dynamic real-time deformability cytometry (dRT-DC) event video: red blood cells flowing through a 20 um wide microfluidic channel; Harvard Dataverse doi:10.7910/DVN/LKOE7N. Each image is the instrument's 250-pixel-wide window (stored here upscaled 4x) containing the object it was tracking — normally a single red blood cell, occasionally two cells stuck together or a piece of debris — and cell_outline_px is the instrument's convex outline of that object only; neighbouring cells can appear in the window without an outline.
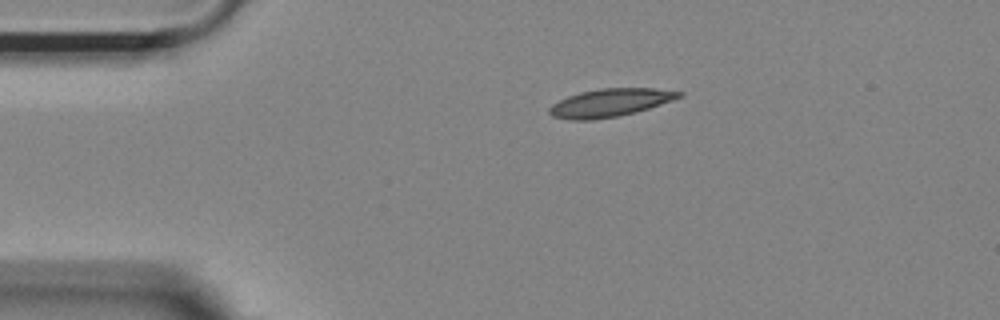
{"species": "Egyptian fruit bat (a non-hibernating species)", "species_latin": "Rousettus aegyptiacus", "temperature_condition": "room temperature", "stored_images_in_passage": 14, "camera_frame_rate_fps": 3000, "um_per_image_px": 0.085, "animal": {"sex": "female"}, "frame": {"image": 1, "passage_image": 1, "time_ms": 0.0, "image_size_px": [1000, 320], "cell_outline_px": [[684, 96], [636, 112], [616, 116], [592, 120], [572, 120], [552, 116], [548, 112], [548, 108], [552, 104], [568, 96], [580, 92], [600, 88], [652, 88], [684, 92]], "centroid_in_image_um": [51.84, 8.72], "position_along_channel_um": 33.2, "area_um2": 21.04}}
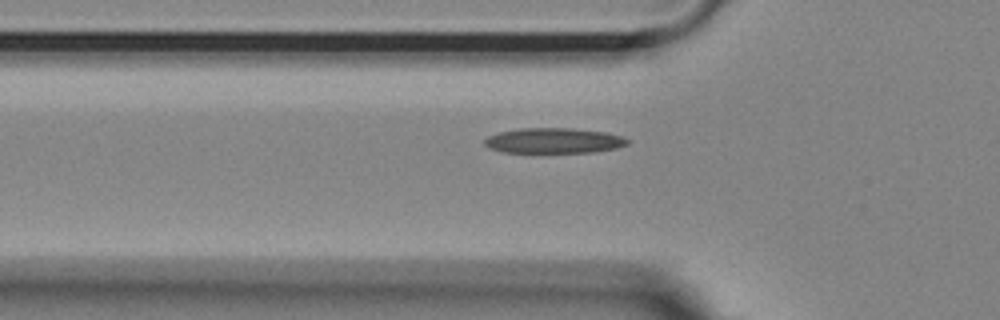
{"frame": {"image": 2, "passage_image": 8, "time_ms": 2.333, "image_size_px": [1000, 320], "cell_outline_px": [[632, 140], [628, 144], [616, 148], [596, 152], [504, 152], [488, 148], [484, 144], [484, 140], [488, 136], [500, 132], [520, 128], [572, 128], [608, 132], [624, 136]], "centroid_in_image_um": [47.14, 11.95], "position_along_channel_um": 78.7, "area_um2": 21.27}}
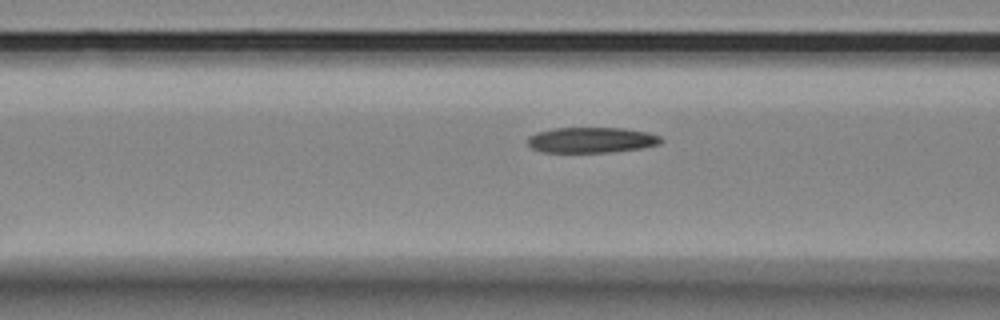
{"frame": {"image": 3, "passage_image": 11, "time_ms": 3.333, "image_size_px": [1000, 320], "cell_outline_px": [[664, 140], [660, 144], [640, 148], [612, 152], [540, 152], [532, 148], [528, 144], [528, 136], [536, 132], [552, 128], [624, 128], [648, 132], [660, 136]], "centroid_in_image_um": [50.27, 11.9], "position_along_channel_um": 116.3, "area_um2": 20.0}}